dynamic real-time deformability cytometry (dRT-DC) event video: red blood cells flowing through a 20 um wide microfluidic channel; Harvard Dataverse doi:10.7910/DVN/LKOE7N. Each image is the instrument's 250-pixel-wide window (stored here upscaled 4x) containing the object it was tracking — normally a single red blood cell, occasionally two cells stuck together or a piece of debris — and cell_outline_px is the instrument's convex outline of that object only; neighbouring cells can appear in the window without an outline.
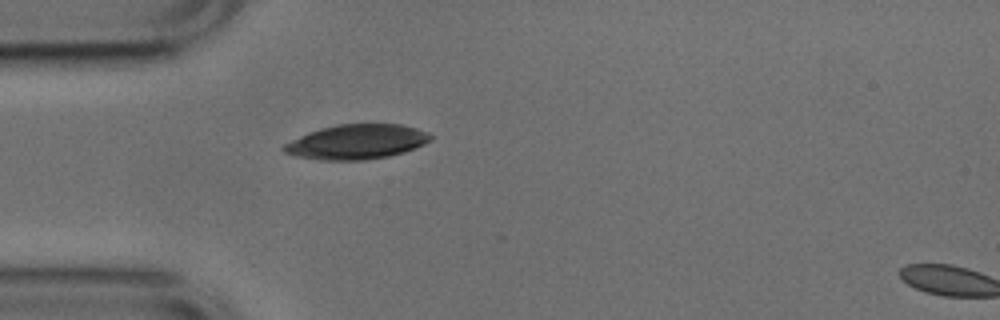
{"species": "common noctule bat (a hibernating species)", "species_latin": "Nyctalus noctula", "temperature_condition": "cold", "stored_images_in_passage": 3, "segment_of_instrument_passage": [1, 2], "camera_frame_rate_fps": 3000, "um_per_image_px": 0.085, "animal": {"sex": "male", "body_mass_g": 17.9, "forearm_length_mm": 54.2}, "frame": {"image": 1, "passage_image": 2, "time_ms": 0.333, "image_size_px": [1000, 320], "cell_outline_px": [[432, 140], [424, 144], [404, 152], [388, 156], [364, 160], [320, 160], [296, 156], [284, 152], [280, 148], [284, 144], [308, 132], [320, 128], [336, 124], [400, 124], [416, 128], [428, 132], [432, 136]], "centroid_in_image_um": [30.31, 12.05], "position_along_channel_um": 54.7, "area_um2": 29.71}}